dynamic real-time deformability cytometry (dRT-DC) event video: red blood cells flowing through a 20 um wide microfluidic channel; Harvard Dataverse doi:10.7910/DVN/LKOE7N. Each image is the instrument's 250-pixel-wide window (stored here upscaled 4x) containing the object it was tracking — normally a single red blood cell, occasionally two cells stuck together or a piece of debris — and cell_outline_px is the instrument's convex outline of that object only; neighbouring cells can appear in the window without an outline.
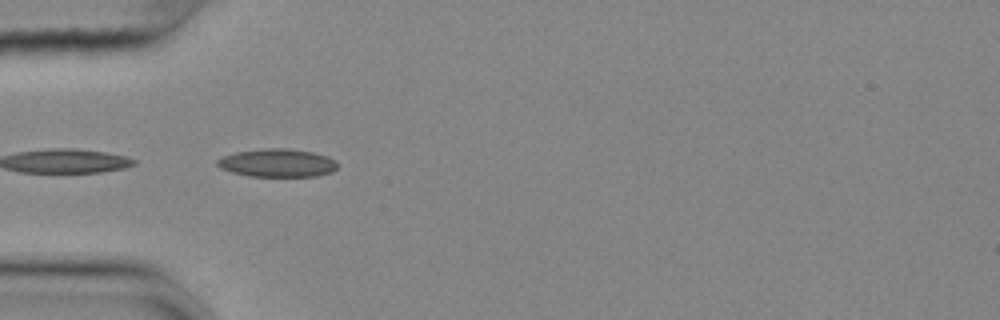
{"species": "common noctule bat (a hibernating species)", "species_latin": "Nyctalus noctula", "temperature_condition": "cold", "stored_images_in_passage": 24, "segment_of_instrument_passage": [2, 2], "camera_frame_rate_fps": 3000, "um_per_image_px": 0.085, "animal": {"sex": "female", "body_mass_g": 25.1}, "frame": {"image": 1, "passage_image": 15, "time_ms": 4.667, "image_size_px": [1000, 320], "cell_outline_px": [[336, 168], [332, 172], [320, 176], [248, 176], [232, 172], [220, 168], [216, 164], [216, 160], [224, 156], [236, 152], [264, 148], [288, 148], [312, 152], [328, 156], [336, 160]], "centroid_in_image_um": [23.58, 13.85], "position_along_channel_um": 61.4, "area_um2": 19.77}}